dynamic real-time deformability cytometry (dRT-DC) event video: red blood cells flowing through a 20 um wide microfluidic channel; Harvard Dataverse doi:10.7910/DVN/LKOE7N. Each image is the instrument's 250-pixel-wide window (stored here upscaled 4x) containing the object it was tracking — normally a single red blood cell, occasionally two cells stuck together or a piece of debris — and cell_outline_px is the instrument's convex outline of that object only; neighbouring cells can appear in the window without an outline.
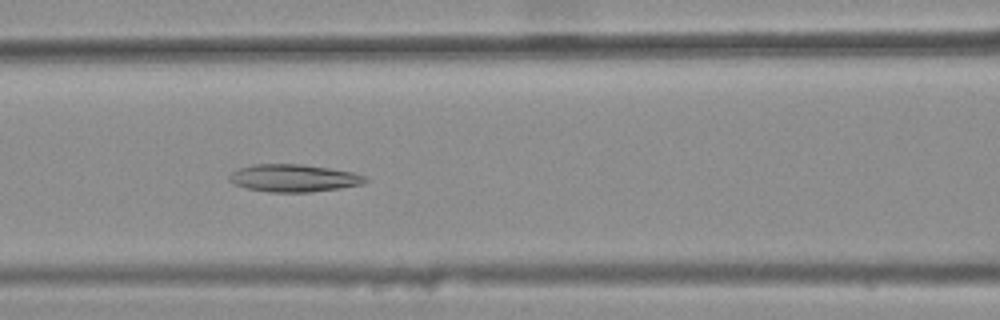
{"species": "common noctule bat (a hibernating species)", "species_latin": "Nyctalus noctula", "temperature_condition": "warm", "stored_images_in_passage": 43, "camera_frame_rate_fps": 3000, "um_per_image_px": 0.085, "animal": {"sex": "female", "body_mass_g": 25.1}, "frame": {"image": 1, "passage_image": 21, "time_ms": 6.667, "image_size_px": [1000, 320], "cell_outline_px": [[368, 180], [364, 184], [340, 188], [308, 192], [268, 192], [248, 188], [236, 184], [228, 180], [228, 176], [232, 172], [240, 168], [252, 164], [300, 164], [328, 168], [352, 172], [364, 176]], "centroid_in_image_um": [24.96, 15.14], "position_along_channel_um": 141.6, "area_um2": 21.62}}
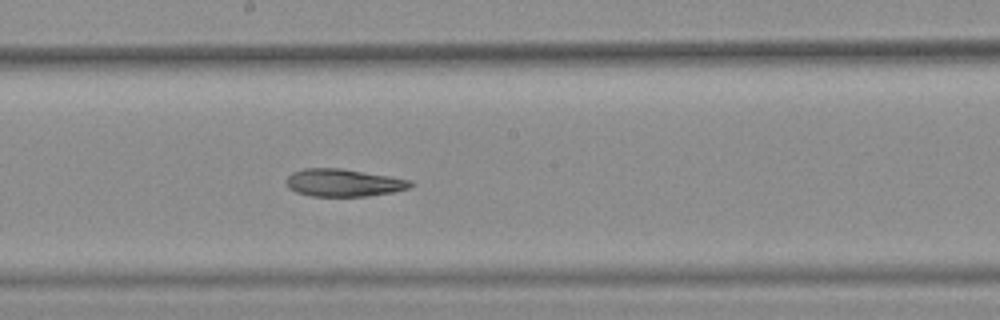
{"frame": {"image": 2, "passage_image": 27, "time_ms": 8.667, "image_size_px": [1000, 320], "cell_outline_px": [[416, 184], [408, 188], [392, 192], [368, 196], [312, 196], [296, 192], [288, 188], [284, 180], [292, 172], [304, 168], [340, 168], [412, 180]], "centroid_in_image_um": [29.17, 15.53], "position_along_channel_um": 219.0, "area_um2": 20.0}}
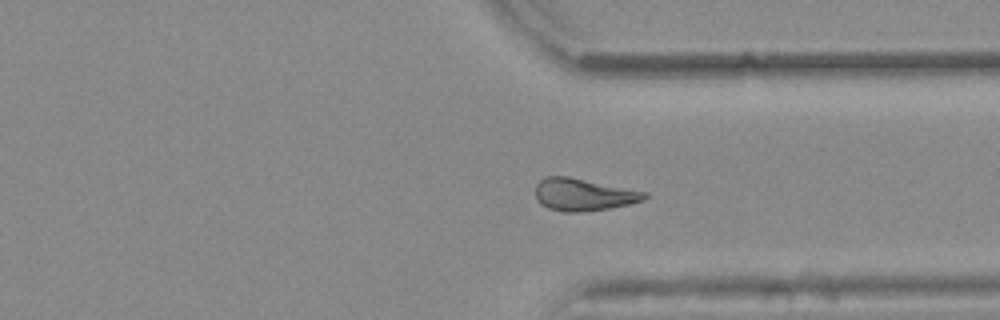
{"frame": {"image": 3, "passage_image": 38, "time_ms": 12.333, "image_size_px": [1000, 320], "cell_outline_px": [[648, 196], [644, 200], [628, 204], [608, 208], [580, 212], [564, 212], [548, 208], [540, 204], [536, 200], [536, 184], [544, 176], [568, 176], [648, 192]], "centroid_in_image_um": [49.57, 16.53], "position_along_channel_um": 361.8, "area_um2": 20.58}, "authors_computed_cell_mechanics": {"area_um2": 21.2126, "velocity_mm_per_s": 3.8794, "shape_relaxation_time_tau1_ms": null, "shape_relaxation_time_tau2_ms": 3.9482, "deformation_change_tau1": null, "deformation_change_tau2": 0.1248}}